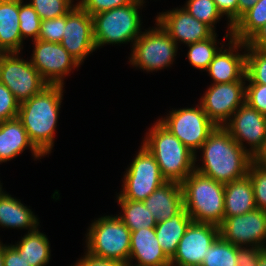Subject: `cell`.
<instances>
[{"label": "cell", "mask_w": 266, "mask_h": 266, "mask_svg": "<svg viewBox=\"0 0 266 266\" xmlns=\"http://www.w3.org/2000/svg\"><path fill=\"white\" fill-rule=\"evenodd\" d=\"M199 150L202 165L195 170L223 184L245 177L253 161L223 126H217Z\"/></svg>", "instance_id": "1"}, {"label": "cell", "mask_w": 266, "mask_h": 266, "mask_svg": "<svg viewBox=\"0 0 266 266\" xmlns=\"http://www.w3.org/2000/svg\"><path fill=\"white\" fill-rule=\"evenodd\" d=\"M62 85H49L42 92L20 104L18 119L27 131L28 138L35 148L46 156L54 146L61 103Z\"/></svg>", "instance_id": "2"}, {"label": "cell", "mask_w": 266, "mask_h": 266, "mask_svg": "<svg viewBox=\"0 0 266 266\" xmlns=\"http://www.w3.org/2000/svg\"><path fill=\"white\" fill-rule=\"evenodd\" d=\"M142 144L153 154L162 176L181 183L195 170V153L186 147L158 120L148 130Z\"/></svg>", "instance_id": "3"}, {"label": "cell", "mask_w": 266, "mask_h": 266, "mask_svg": "<svg viewBox=\"0 0 266 266\" xmlns=\"http://www.w3.org/2000/svg\"><path fill=\"white\" fill-rule=\"evenodd\" d=\"M183 203L193 222L219 226L224 220V184L194 170L181 182Z\"/></svg>", "instance_id": "4"}, {"label": "cell", "mask_w": 266, "mask_h": 266, "mask_svg": "<svg viewBox=\"0 0 266 266\" xmlns=\"http://www.w3.org/2000/svg\"><path fill=\"white\" fill-rule=\"evenodd\" d=\"M144 3V0H135L133 3L93 15L96 50L106 44H134L142 33L143 22L139 11Z\"/></svg>", "instance_id": "5"}, {"label": "cell", "mask_w": 266, "mask_h": 266, "mask_svg": "<svg viewBox=\"0 0 266 266\" xmlns=\"http://www.w3.org/2000/svg\"><path fill=\"white\" fill-rule=\"evenodd\" d=\"M86 252L89 254L128 264L131 231L114 215H106L92 221L86 234Z\"/></svg>", "instance_id": "6"}, {"label": "cell", "mask_w": 266, "mask_h": 266, "mask_svg": "<svg viewBox=\"0 0 266 266\" xmlns=\"http://www.w3.org/2000/svg\"><path fill=\"white\" fill-rule=\"evenodd\" d=\"M156 26L141 33L132 45L129 63L146 72L159 71L173 64L178 45L156 20Z\"/></svg>", "instance_id": "7"}, {"label": "cell", "mask_w": 266, "mask_h": 266, "mask_svg": "<svg viewBox=\"0 0 266 266\" xmlns=\"http://www.w3.org/2000/svg\"><path fill=\"white\" fill-rule=\"evenodd\" d=\"M140 150L126 169L117 199L144 201L167 180L162 176L153 154L141 143Z\"/></svg>", "instance_id": "8"}, {"label": "cell", "mask_w": 266, "mask_h": 266, "mask_svg": "<svg viewBox=\"0 0 266 266\" xmlns=\"http://www.w3.org/2000/svg\"><path fill=\"white\" fill-rule=\"evenodd\" d=\"M158 121L176 136L186 147L195 153L217 127L206 115L201 105L169 111ZM197 150V151H196Z\"/></svg>", "instance_id": "9"}, {"label": "cell", "mask_w": 266, "mask_h": 266, "mask_svg": "<svg viewBox=\"0 0 266 266\" xmlns=\"http://www.w3.org/2000/svg\"><path fill=\"white\" fill-rule=\"evenodd\" d=\"M20 53H0V83L4 84L21 104L42 92L49 84L31 61Z\"/></svg>", "instance_id": "10"}, {"label": "cell", "mask_w": 266, "mask_h": 266, "mask_svg": "<svg viewBox=\"0 0 266 266\" xmlns=\"http://www.w3.org/2000/svg\"><path fill=\"white\" fill-rule=\"evenodd\" d=\"M32 65L49 85H64V78L80 64L60 44L43 40L33 41Z\"/></svg>", "instance_id": "11"}, {"label": "cell", "mask_w": 266, "mask_h": 266, "mask_svg": "<svg viewBox=\"0 0 266 266\" xmlns=\"http://www.w3.org/2000/svg\"><path fill=\"white\" fill-rule=\"evenodd\" d=\"M245 95V81L211 84L198 104L216 126H224L234 112L245 103Z\"/></svg>", "instance_id": "12"}, {"label": "cell", "mask_w": 266, "mask_h": 266, "mask_svg": "<svg viewBox=\"0 0 266 266\" xmlns=\"http://www.w3.org/2000/svg\"><path fill=\"white\" fill-rule=\"evenodd\" d=\"M219 236L238 247L266 249V211L256 208L246 214L224 217L219 225Z\"/></svg>", "instance_id": "13"}, {"label": "cell", "mask_w": 266, "mask_h": 266, "mask_svg": "<svg viewBox=\"0 0 266 266\" xmlns=\"http://www.w3.org/2000/svg\"><path fill=\"white\" fill-rule=\"evenodd\" d=\"M223 127L253 158L265 144L266 116L250 107L246 102L234 112ZM247 143L249 148L244 145Z\"/></svg>", "instance_id": "14"}, {"label": "cell", "mask_w": 266, "mask_h": 266, "mask_svg": "<svg viewBox=\"0 0 266 266\" xmlns=\"http://www.w3.org/2000/svg\"><path fill=\"white\" fill-rule=\"evenodd\" d=\"M219 237V226L191 222L170 259L171 266H201L209 246Z\"/></svg>", "instance_id": "15"}, {"label": "cell", "mask_w": 266, "mask_h": 266, "mask_svg": "<svg viewBox=\"0 0 266 266\" xmlns=\"http://www.w3.org/2000/svg\"><path fill=\"white\" fill-rule=\"evenodd\" d=\"M60 44L80 64L96 50L93 17L77 4L66 14V25Z\"/></svg>", "instance_id": "16"}, {"label": "cell", "mask_w": 266, "mask_h": 266, "mask_svg": "<svg viewBox=\"0 0 266 266\" xmlns=\"http://www.w3.org/2000/svg\"><path fill=\"white\" fill-rule=\"evenodd\" d=\"M155 20L168 32L177 45L180 42L188 45L203 41L215 33L208 25L190 15L183 6L158 13Z\"/></svg>", "instance_id": "17"}, {"label": "cell", "mask_w": 266, "mask_h": 266, "mask_svg": "<svg viewBox=\"0 0 266 266\" xmlns=\"http://www.w3.org/2000/svg\"><path fill=\"white\" fill-rule=\"evenodd\" d=\"M227 46L218 51L206 70L212 84L246 81V43L231 38Z\"/></svg>", "instance_id": "18"}, {"label": "cell", "mask_w": 266, "mask_h": 266, "mask_svg": "<svg viewBox=\"0 0 266 266\" xmlns=\"http://www.w3.org/2000/svg\"><path fill=\"white\" fill-rule=\"evenodd\" d=\"M136 260L133 264L132 261ZM127 266H171L170 259L161 249L154 228L131 232L130 255Z\"/></svg>", "instance_id": "19"}, {"label": "cell", "mask_w": 266, "mask_h": 266, "mask_svg": "<svg viewBox=\"0 0 266 266\" xmlns=\"http://www.w3.org/2000/svg\"><path fill=\"white\" fill-rule=\"evenodd\" d=\"M29 148L35 160L44 157L31 143L18 118L0 122V164L13 160Z\"/></svg>", "instance_id": "20"}, {"label": "cell", "mask_w": 266, "mask_h": 266, "mask_svg": "<svg viewBox=\"0 0 266 266\" xmlns=\"http://www.w3.org/2000/svg\"><path fill=\"white\" fill-rule=\"evenodd\" d=\"M143 202L157 223L168 220L184 208L181 183L167 181Z\"/></svg>", "instance_id": "21"}, {"label": "cell", "mask_w": 266, "mask_h": 266, "mask_svg": "<svg viewBox=\"0 0 266 266\" xmlns=\"http://www.w3.org/2000/svg\"><path fill=\"white\" fill-rule=\"evenodd\" d=\"M19 0H0V53H21Z\"/></svg>", "instance_id": "22"}, {"label": "cell", "mask_w": 266, "mask_h": 266, "mask_svg": "<svg viewBox=\"0 0 266 266\" xmlns=\"http://www.w3.org/2000/svg\"><path fill=\"white\" fill-rule=\"evenodd\" d=\"M256 208L252 182L248 175L224 184V217L246 214Z\"/></svg>", "instance_id": "23"}, {"label": "cell", "mask_w": 266, "mask_h": 266, "mask_svg": "<svg viewBox=\"0 0 266 266\" xmlns=\"http://www.w3.org/2000/svg\"><path fill=\"white\" fill-rule=\"evenodd\" d=\"M0 226L30 232L39 227V220L28 206L5 192L0 196Z\"/></svg>", "instance_id": "24"}, {"label": "cell", "mask_w": 266, "mask_h": 266, "mask_svg": "<svg viewBox=\"0 0 266 266\" xmlns=\"http://www.w3.org/2000/svg\"><path fill=\"white\" fill-rule=\"evenodd\" d=\"M192 222L185 208L172 218L158 222L155 234L161 249L171 259L177 250L179 241L184 236L186 228Z\"/></svg>", "instance_id": "25"}, {"label": "cell", "mask_w": 266, "mask_h": 266, "mask_svg": "<svg viewBox=\"0 0 266 266\" xmlns=\"http://www.w3.org/2000/svg\"><path fill=\"white\" fill-rule=\"evenodd\" d=\"M11 245L30 266H46L50 261V242L47 236L39 231L38 227L27 232L23 237L21 236L20 241L16 242L15 245Z\"/></svg>", "instance_id": "26"}, {"label": "cell", "mask_w": 266, "mask_h": 266, "mask_svg": "<svg viewBox=\"0 0 266 266\" xmlns=\"http://www.w3.org/2000/svg\"><path fill=\"white\" fill-rule=\"evenodd\" d=\"M266 23V0L257 3L232 26V39L247 42Z\"/></svg>", "instance_id": "27"}, {"label": "cell", "mask_w": 266, "mask_h": 266, "mask_svg": "<svg viewBox=\"0 0 266 266\" xmlns=\"http://www.w3.org/2000/svg\"><path fill=\"white\" fill-rule=\"evenodd\" d=\"M117 202L122 208V214L119 213L117 216L131 232L142 228H154L156 226V219H154L150 210L146 208L143 201L117 199Z\"/></svg>", "instance_id": "28"}, {"label": "cell", "mask_w": 266, "mask_h": 266, "mask_svg": "<svg viewBox=\"0 0 266 266\" xmlns=\"http://www.w3.org/2000/svg\"><path fill=\"white\" fill-rule=\"evenodd\" d=\"M217 33L215 32L211 37L206 40L188 44L187 59L189 63L196 69L206 71L209 64L223 47L225 43H221V47H217Z\"/></svg>", "instance_id": "29"}, {"label": "cell", "mask_w": 266, "mask_h": 266, "mask_svg": "<svg viewBox=\"0 0 266 266\" xmlns=\"http://www.w3.org/2000/svg\"><path fill=\"white\" fill-rule=\"evenodd\" d=\"M238 246L220 236L209 246L201 266H237Z\"/></svg>", "instance_id": "30"}, {"label": "cell", "mask_w": 266, "mask_h": 266, "mask_svg": "<svg viewBox=\"0 0 266 266\" xmlns=\"http://www.w3.org/2000/svg\"><path fill=\"white\" fill-rule=\"evenodd\" d=\"M246 81L266 84V50L246 47Z\"/></svg>", "instance_id": "31"}, {"label": "cell", "mask_w": 266, "mask_h": 266, "mask_svg": "<svg viewBox=\"0 0 266 266\" xmlns=\"http://www.w3.org/2000/svg\"><path fill=\"white\" fill-rule=\"evenodd\" d=\"M184 5L183 8L190 15L208 25L215 32V25L223 16L218 11L213 0H187Z\"/></svg>", "instance_id": "32"}, {"label": "cell", "mask_w": 266, "mask_h": 266, "mask_svg": "<svg viewBox=\"0 0 266 266\" xmlns=\"http://www.w3.org/2000/svg\"><path fill=\"white\" fill-rule=\"evenodd\" d=\"M19 22L23 41L29 37L33 39L32 41L38 39L41 19L29 2L25 4L24 0H19Z\"/></svg>", "instance_id": "33"}, {"label": "cell", "mask_w": 266, "mask_h": 266, "mask_svg": "<svg viewBox=\"0 0 266 266\" xmlns=\"http://www.w3.org/2000/svg\"><path fill=\"white\" fill-rule=\"evenodd\" d=\"M74 0H30L29 4L41 20L66 15L75 5Z\"/></svg>", "instance_id": "34"}, {"label": "cell", "mask_w": 266, "mask_h": 266, "mask_svg": "<svg viewBox=\"0 0 266 266\" xmlns=\"http://www.w3.org/2000/svg\"><path fill=\"white\" fill-rule=\"evenodd\" d=\"M257 209L266 211V165L253 160L248 168Z\"/></svg>", "instance_id": "35"}, {"label": "cell", "mask_w": 266, "mask_h": 266, "mask_svg": "<svg viewBox=\"0 0 266 266\" xmlns=\"http://www.w3.org/2000/svg\"><path fill=\"white\" fill-rule=\"evenodd\" d=\"M66 25V15L53 19L41 20L38 40L60 43Z\"/></svg>", "instance_id": "36"}, {"label": "cell", "mask_w": 266, "mask_h": 266, "mask_svg": "<svg viewBox=\"0 0 266 266\" xmlns=\"http://www.w3.org/2000/svg\"><path fill=\"white\" fill-rule=\"evenodd\" d=\"M20 103L11 91L0 83V122L18 117Z\"/></svg>", "instance_id": "37"}, {"label": "cell", "mask_w": 266, "mask_h": 266, "mask_svg": "<svg viewBox=\"0 0 266 266\" xmlns=\"http://www.w3.org/2000/svg\"><path fill=\"white\" fill-rule=\"evenodd\" d=\"M245 102L266 116V84L249 82L246 85Z\"/></svg>", "instance_id": "38"}, {"label": "cell", "mask_w": 266, "mask_h": 266, "mask_svg": "<svg viewBox=\"0 0 266 266\" xmlns=\"http://www.w3.org/2000/svg\"><path fill=\"white\" fill-rule=\"evenodd\" d=\"M134 1L135 0H79L76 4L93 16L103 11L133 3Z\"/></svg>", "instance_id": "39"}, {"label": "cell", "mask_w": 266, "mask_h": 266, "mask_svg": "<svg viewBox=\"0 0 266 266\" xmlns=\"http://www.w3.org/2000/svg\"><path fill=\"white\" fill-rule=\"evenodd\" d=\"M218 11L222 16L227 17L228 32L225 34L227 40L231 39L232 36V26L238 20V0H213Z\"/></svg>", "instance_id": "40"}, {"label": "cell", "mask_w": 266, "mask_h": 266, "mask_svg": "<svg viewBox=\"0 0 266 266\" xmlns=\"http://www.w3.org/2000/svg\"><path fill=\"white\" fill-rule=\"evenodd\" d=\"M264 250L261 247H238L237 266H258L259 257Z\"/></svg>", "instance_id": "41"}, {"label": "cell", "mask_w": 266, "mask_h": 266, "mask_svg": "<svg viewBox=\"0 0 266 266\" xmlns=\"http://www.w3.org/2000/svg\"><path fill=\"white\" fill-rule=\"evenodd\" d=\"M73 266H127L125 263L106 259L99 258L85 252L83 257L78 259Z\"/></svg>", "instance_id": "42"}, {"label": "cell", "mask_w": 266, "mask_h": 266, "mask_svg": "<svg viewBox=\"0 0 266 266\" xmlns=\"http://www.w3.org/2000/svg\"><path fill=\"white\" fill-rule=\"evenodd\" d=\"M4 266H30L10 244H3Z\"/></svg>", "instance_id": "43"}, {"label": "cell", "mask_w": 266, "mask_h": 266, "mask_svg": "<svg viewBox=\"0 0 266 266\" xmlns=\"http://www.w3.org/2000/svg\"><path fill=\"white\" fill-rule=\"evenodd\" d=\"M246 47L266 50V23L246 42Z\"/></svg>", "instance_id": "44"}, {"label": "cell", "mask_w": 266, "mask_h": 266, "mask_svg": "<svg viewBox=\"0 0 266 266\" xmlns=\"http://www.w3.org/2000/svg\"><path fill=\"white\" fill-rule=\"evenodd\" d=\"M258 0H238V19L251 9Z\"/></svg>", "instance_id": "45"}, {"label": "cell", "mask_w": 266, "mask_h": 266, "mask_svg": "<svg viewBox=\"0 0 266 266\" xmlns=\"http://www.w3.org/2000/svg\"><path fill=\"white\" fill-rule=\"evenodd\" d=\"M256 162L266 165V137L262 150L253 158Z\"/></svg>", "instance_id": "46"}, {"label": "cell", "mask_w": 266, "mask_h": 266, "mask_svg": "<svg viewBox=\"0 0 266 266\" xmlns=\"http://www.w3.org/2000/svg\"><path fill=\"white\" fill-rule=\"evenodd\" d=\"M258 266H266V249L261 253L259 257Z\"/></svg>", "instance_id": "47"}, {"label": "cell", "mask_w": 266, "mask_h": 266, "mask_svg": "<svg viewBox=\"0 0 266 266\" xmlns=\"http://www.w3.org/2000/svg\"><path fill=\"white\" fill-rule=\"evenodd\" d=\"M0 266H4L3 243L0 239Z\"/></svg>", "instance_id": "48"}, {"label": "cell", "mask_w": 266, "mask_h": 266, "mask_svg": "<svg viewBox=\"0 0 266 266\" xmlns=\"http://www.w3.org/2000/svg\"><path fill=\"white\" fill-rule=\"evenodd\" d=\"M2 183L0 182V196H2L5 192H4V190H2V185H1Z\"/></svg>", "instance_id": "49"}]
</instances>
